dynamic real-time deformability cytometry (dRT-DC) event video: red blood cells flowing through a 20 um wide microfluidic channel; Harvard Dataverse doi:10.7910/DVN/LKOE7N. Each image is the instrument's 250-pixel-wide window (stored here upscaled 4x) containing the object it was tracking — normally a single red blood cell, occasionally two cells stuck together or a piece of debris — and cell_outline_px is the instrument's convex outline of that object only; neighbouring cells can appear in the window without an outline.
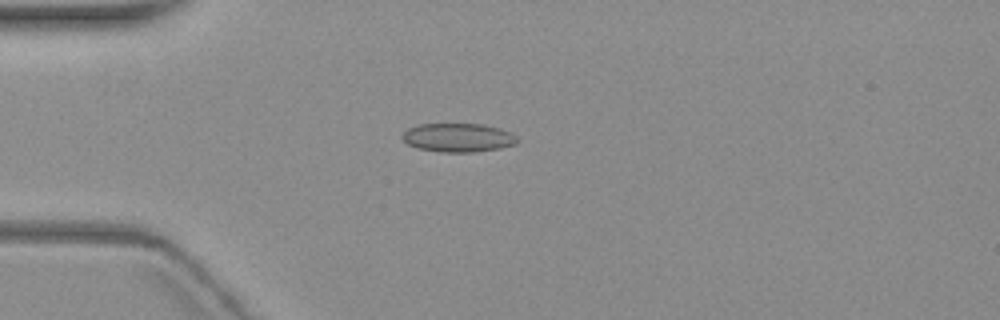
{"species": "common noctule bat (a hibernating species)", "species_latin": "Nyctalus noctula", "temperature_condition": "warm", "stored_images_in_passage": 7, "camera_frame_rate_fps": 3000, "um_per_image_px": 0.085, "animal": {"sex": "female", "body_mass_g": 19.3, "forearm_length_mm": 54.1}, "frame": {"image": 1, "passage_image": 5, "time_ms": 5.0, "image_size_px": [1000, 320], "cell_outline_px": [[520, 140], [516, 144], [500, 148], [476, 152], [440, 152], [416, 148], [408, 144], [400, 136], [408, 128], [420, 124], [484, 124], [500, 128], [512, 132]], "centroid_in_image_um": [38.97, 11.7], "position_along_channel_um": 46.0, "area_um2": 19.48}}
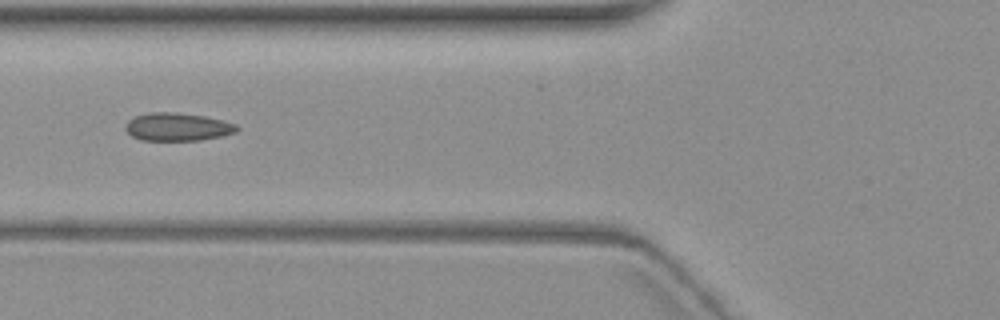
{"frame": {"image": 2, "passage_image": 7, "time_ms": 7.333, "image_size_px": [1000, 320], "cell_outline_px": [[240, 128], [236, 132], [220, 136], [200, 140], [140, 140], [132, 136], [124, 128], [128, 120], [136, 116], [148, 112], [172, 112], [204, 116], [236, 124]], "centroid_in_image_um": [15.06, 10.78], "position_along_channel_um": 110.7, "area_um2": 18.03}}